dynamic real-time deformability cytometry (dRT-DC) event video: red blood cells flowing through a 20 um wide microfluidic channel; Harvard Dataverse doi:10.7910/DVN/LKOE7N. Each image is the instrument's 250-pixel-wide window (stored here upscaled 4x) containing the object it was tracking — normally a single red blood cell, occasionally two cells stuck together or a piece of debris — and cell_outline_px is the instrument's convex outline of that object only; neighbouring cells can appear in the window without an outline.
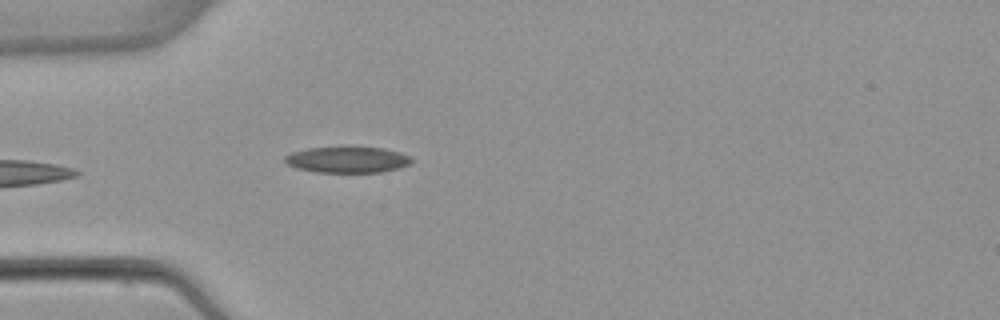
{"species": "common noctule bat (a hibernating species)", "species_latin": "Nyctalus noctula", "temperature_condition": "warm", "stored_images_in_passage": 4, "camera_frame_rate_fps": 3000, "um_per_image_px": 0.085, "animal": {"sex": "female", "body_mass_g": 22.7, "forearm_length_mm": 54.2}, "frame": {"image": 1, "passage_image": 4, "time_ms": 4.0, "image_size_px": [1000, 320], "cell_outline_px": [[412, 164], [380, 172], [316, 172], [296, 168], [288, 164], [284, 160], [284, 156], [292, 152], [308, 148], [340, 144], [384, 148], [400, 152], [408, 156], [412, 160]], "centroid_in_image_um": [29.5, 13.52], "position_along_channel_um": 55.5, "area_um2": 20.0}}